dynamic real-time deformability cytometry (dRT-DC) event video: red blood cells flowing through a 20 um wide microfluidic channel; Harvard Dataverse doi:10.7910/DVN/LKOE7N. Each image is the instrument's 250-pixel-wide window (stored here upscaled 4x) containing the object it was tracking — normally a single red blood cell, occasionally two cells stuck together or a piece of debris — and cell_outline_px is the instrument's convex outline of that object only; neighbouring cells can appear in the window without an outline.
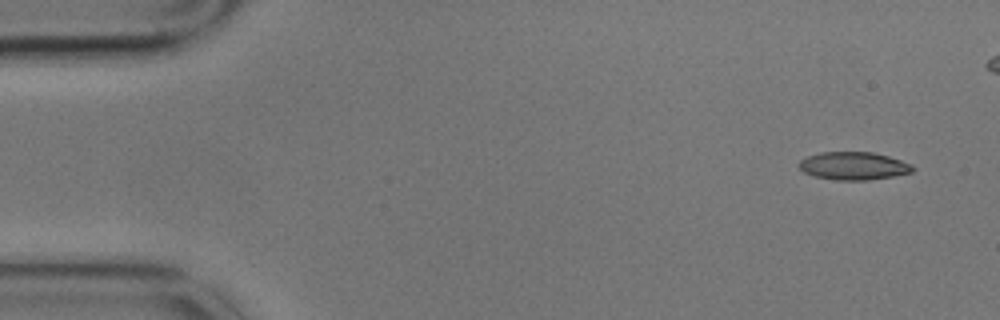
{"species": "common noctule bat (a hibernating species)", "species_latin": "Nyctalus noctula", "temperature_condition": "cold", "stored_images_in_passage": 7, "camera_frame_rate_fps": 3000, "um_per_image_px": 0.085, "animal": {"sex": "male", "body_mass_g": 17.9}, "frame": {"image": 1, "passage_image": 1, "time_ms": 0.0, "image_size_px": [1000, 320], "cell_outline_px": [[916, 168], [912, 172], [892, 176], [868, 180], [836, 180], [816, 176], [804, 172], [796, 164], [800, 160], [808, 156], [820, 152], [872, 152], [888, 156], [900, 160]], "centroid_in_image_um": [72.52, 14.1], "position_along_channel_um": 12.5, "area_um2": 18.32}}
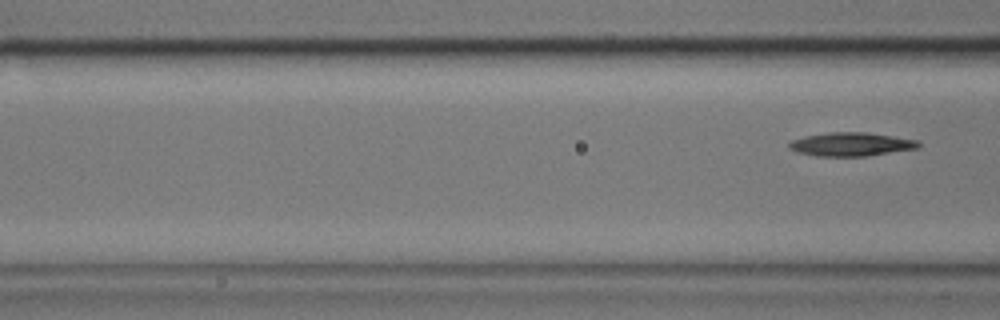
{"frame": {"image": 2, "passage_image": 7, "time_ms": 2.0, "image_size_px": [1000, 320], "cell_outline_px": [[920, 144], [916, 148], [868, 156], [816, 156], [796, 152], [788, 148], [788, 144], [792, 140], [808, 136], [828, 132], [864, 132], [920, 140]], "centroid_in_image_um": [72.33, 12.27], "position_along_channel_um": 94.3, "area_um2": 17.69}}